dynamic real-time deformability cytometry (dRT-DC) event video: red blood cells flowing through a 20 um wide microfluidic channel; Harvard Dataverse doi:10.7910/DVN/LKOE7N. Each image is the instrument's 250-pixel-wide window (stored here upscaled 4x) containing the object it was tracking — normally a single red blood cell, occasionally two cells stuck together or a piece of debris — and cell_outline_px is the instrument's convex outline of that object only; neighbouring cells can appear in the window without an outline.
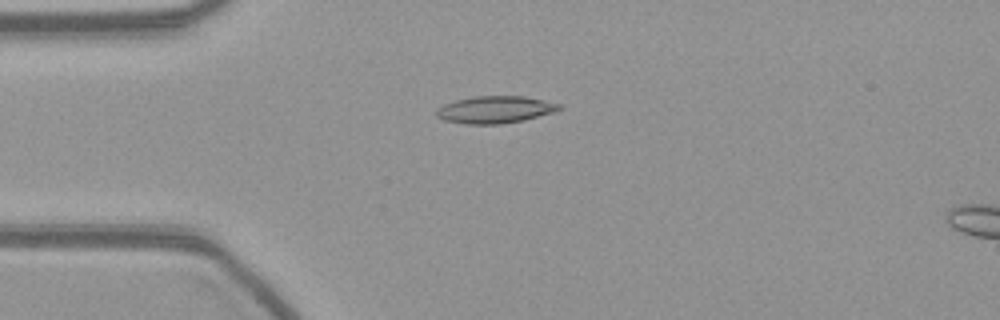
{"species": "common noctule bat (a hibernating species)", "species_latin": "Nyctalus noctula", "temperature_condition": "warm", "stored_images_in_passage": 55, "camera_frame_rate_fps": 3000, "um_per_image_px": 0.085, "animal": {"sex": "female", "body_mass_g": 21.9}, "frame": {"image": 1, "passage_image": 13, "time_ms": 4.0, "image_size_px": [1000, 320], "cell_outline_px": [[564, 108], [552, 112], [524, 120], [500, 124], [464, 124], [444, 120], [436, 116], [436, 108], [444, 104], [456, 100], [472, 96], [524, 96], [564, 104]], "centroid_in_image_um": [42.09, 9.31], "position_along_channel_um": 42.9, "area_um2": 19.59}}
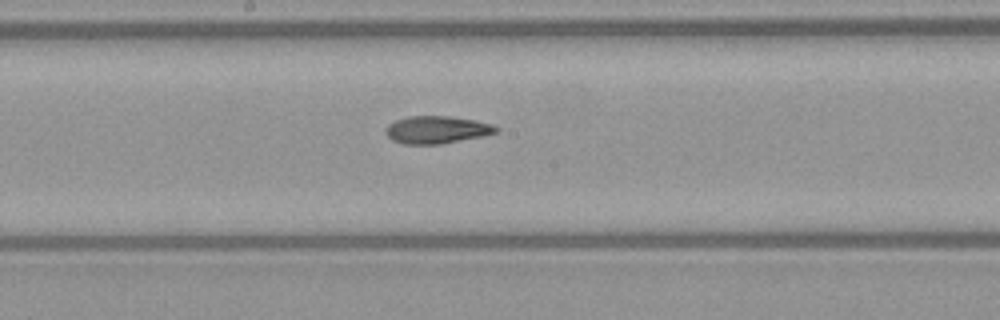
{"frame": {"image": 2, "passage_image": 28, "time_ms": 9.0, "image_size_px": [1000, 320], "cell_outline_px": [[500, 128], [496, 132], [484, 136], [440, 144], [404, 144], [392, 140], [388, 136], [388, 124], [396, 120], [408, 116], [448, 116], [476, 120], [492, 124]], "centroid_in_image_um": [37.17, 11.02], "position_along_channel_um": 211.0, "area_um2": 17.57}}
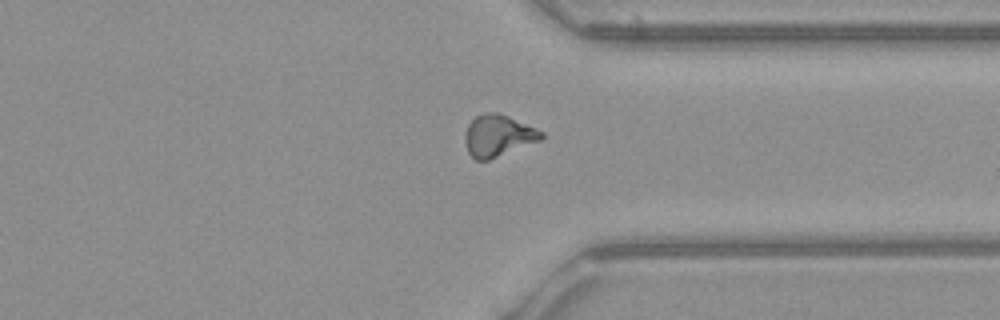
{"frame": {"image": 3, "passage_image": 41, "time_ms": 13.333, "image_size_px": [1000, 320], "cell_outline_px": [[544, 136], [540, 140], [488, 160], [476, 160], [468, 152], [464, 140], [464, 132], [468, 124], [476, 116], [484, 112], [500, 112], [536, 128], [544, 132]], "centroid_in_image_um": [42.31, 11.51], "position_along_channel_um": 369.1, "area_um2": 18.55}}